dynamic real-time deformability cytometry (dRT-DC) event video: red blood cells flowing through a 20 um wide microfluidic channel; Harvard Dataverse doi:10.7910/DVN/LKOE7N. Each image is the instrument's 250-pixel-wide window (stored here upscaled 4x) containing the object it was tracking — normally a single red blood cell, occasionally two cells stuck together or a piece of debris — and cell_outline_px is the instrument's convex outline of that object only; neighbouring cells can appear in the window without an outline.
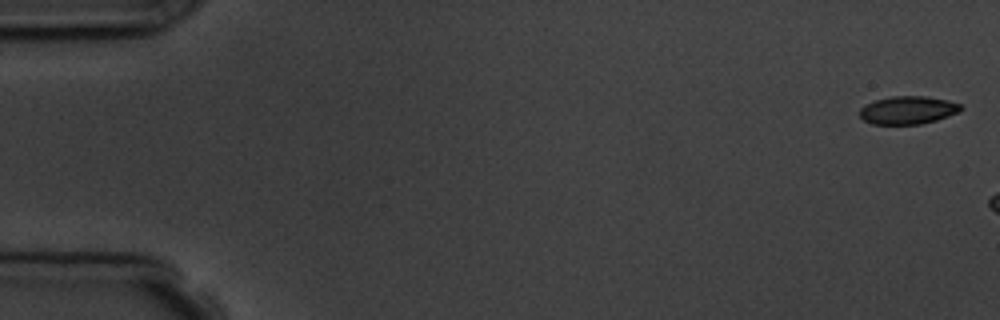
{"species": "common noctule bat (a hibernating species)", "species_latin": "Nyctalus noctula", "temperature_condition": "room temperature", "stored_images_in_passage": 4, "camera_frame_rate_fps": 3000, "um_per_image_px": 0.085, "animal": {"sex": "male", "body_mass_g": 19.5, "forearm_length_mm": 54.6}, "frame": {"image": 1, "passage_image": 1, "time_ms": 0.0, "image_size_px": [1000, 320], "cell_outline_px": [[964, 108], [960, 112], [936, 120], [920, 124], [872, 124], [864, 120], [860, 116], [860, 108], [864, 104], [876, 100], [892, 96], [928, 96], [948, 100], [960, 104]], "centroid_in_image_um": [77.19, 9.35], "position_along_channel_um": 7.8, "area_um2": 16.59}}